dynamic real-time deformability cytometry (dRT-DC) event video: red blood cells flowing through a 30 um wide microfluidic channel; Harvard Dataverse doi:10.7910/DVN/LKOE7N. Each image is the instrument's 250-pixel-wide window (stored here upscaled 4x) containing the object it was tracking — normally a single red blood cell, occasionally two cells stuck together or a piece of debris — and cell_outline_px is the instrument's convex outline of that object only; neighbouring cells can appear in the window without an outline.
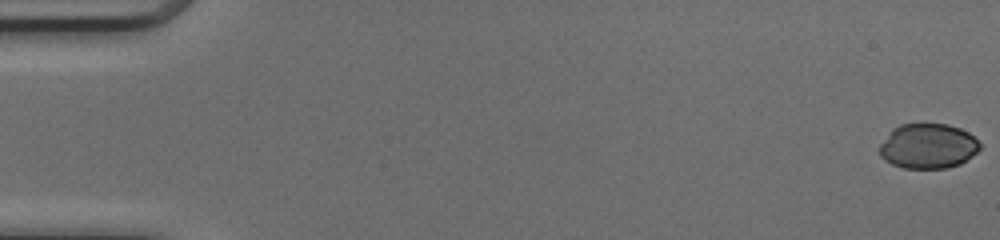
{"species": "common noctule bat (a hibernating species)", "species_latin": "Nyctalus noctula", "temperature_condition": "cold", "stored_images_in_passage": 50, "camera_frame_rate_fps": 3000, "um_per_image_px": 0.085, "animal": {"sex": "female", "body_mass_g": 17.0, "forearm_length_mm": 48.0}, "frame": {"image": 1, "passage_image": 1, "time_ms": 0.0, "image_size_px": [1000, 240], "cell_outline_px": [[980, 148], [972, 156], [960, 164], [944, 168], [904, 168], [892, 164], [884, 160], [880, 156], [880, 144], [888, 132], [892, 128], [900, 124], [948, 124], [960, 128], [968, 132], [980, 144]], "centroid_in_image_um": [78.85, 12.41], "position_along_channel_um": 6.1, "area_um2": 26.3}}
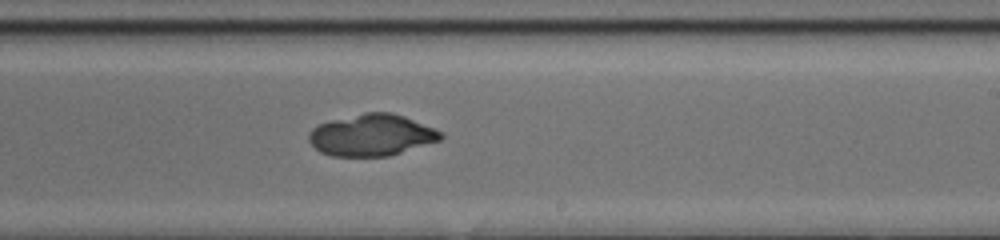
{"frame": {"image": 2, "passage_image": 31, "time_ms": 10.0, "image_size_px": [1000, 240], "cell_outline_px": [[444, 136], [440, 140], [388, 156], [332, 156], [320, 152], [308, 140], [308, 132], [312, 128], [328, 120], [364, 112], [392, 112], [404, 116], [444, 132]], "centroid_in_image_um": [31.57, 11.47], "position_along_channel_um": 257.4, "area_um2": 32.08}}
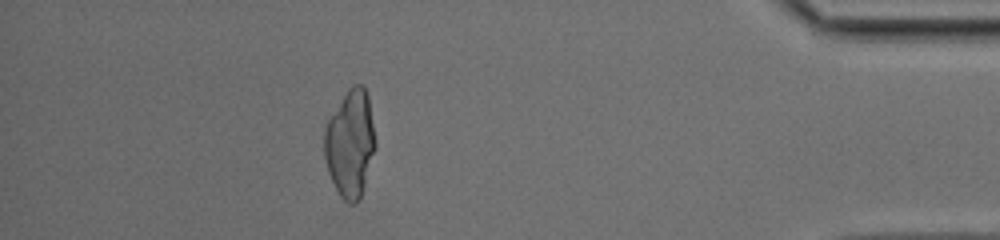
{"frame": {"image": 3, "passage_image": 45, "time_ms": 14.667, "image_size_px": [1000, 240], "cell_outline_px": [[376, 148], [364, 188], [356, 204], [348, 204], [340, 196], [328, 172], [324, 156], [324, 128], [328, 120], [348, 88], [352, 84], [364, 84], [368, 96], [376, 144]], "centroid_in_image_um": [29.77, 12.2], "position_along_channel_um": 405.4, "area_um2": 32.02}}